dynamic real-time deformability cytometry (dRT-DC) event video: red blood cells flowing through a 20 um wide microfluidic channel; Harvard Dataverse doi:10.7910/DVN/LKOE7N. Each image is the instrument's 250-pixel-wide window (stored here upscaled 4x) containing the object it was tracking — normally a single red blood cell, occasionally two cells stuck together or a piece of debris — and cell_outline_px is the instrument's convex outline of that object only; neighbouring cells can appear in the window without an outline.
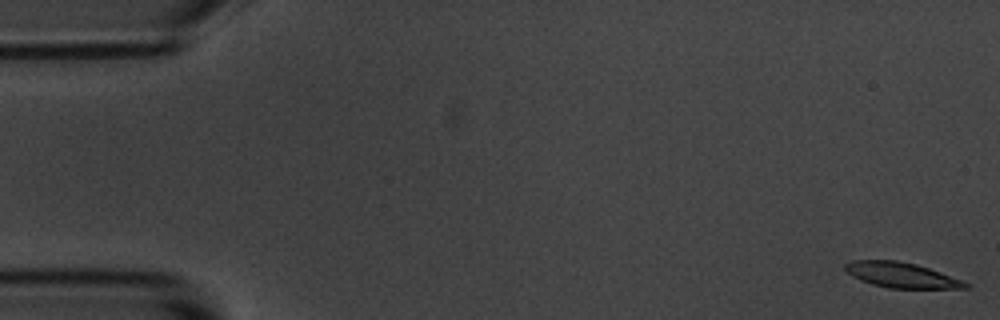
{"species": "common noctule bat (a hibernating species)", "species_latin": "Nyctalus noctula", "temperature_condition": "room temperature", "stored_images_in_passage": 55, "camera_frame_rate_fps": 3000, "um_per_image_px": 0.085, "animal": {"sex": "male", "body_mass_g": 20.1, "forearm_length_mm": 53.5}, "frame": {"image": 1, "passage_image": 1, "time_ms": 0.0, "image_size_px": [1000, 320], "cell_outline_px": [[972, 288], [888, 288], [872, 284], [860, 280], [852, 276], [844, 268], [844, 264], [852, 260], [896, 260], [916, 264], [940, 272], [972, 284]], "centroid_in_image_um": [76.62, 23.38], "position_along_channel_um": 8.4, "area_um2": 17.69}}
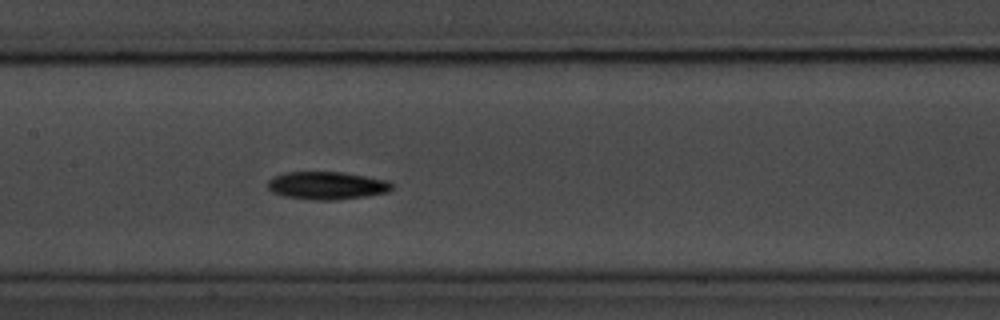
{"frame": {"image": 2, "passage_image": 26, "time_ms": 8.333, "image_size_px": [1000, 320], "cell_outline_px": [[392, 188], [388, 192], [364, 196], [336, 200], [308, 200], [284, 196], [272, 192], [268, 188], [268, 180], [272, 176], [284, 172], [344, 172], [388, 180], [392, 184]], "centroid_in_image_um": [27.75, 15.77], "position_along_channel_um": 179.6, "area_um2": 20.29}}
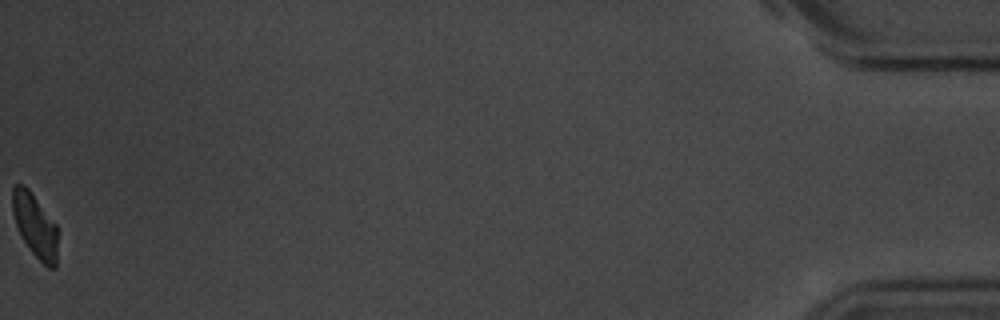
{"frame": {"image": 3, "passage_image": 55, "time_ms": 18.0, "image_size_px": [1000, 320], "cell_outline_px": [[56, 268], [48, 268], [32, 252], [24, 240], [16, 224], [12, 212], [12, 188], [16, 184], [24, 184], [28, 188], [56, 224]], "centroid_in_image_um": [2.96, 19.13], "position_along_channel_um": 432.2, "area_um2": 16.42}, "authors_computed_cell_mechanics": {"area_um2": 18.4382, "velocity_mm_per_s": 3.655, "shape_relaxation_time_tau1_ms": 2.0214, "shape_relaxation_time_tau2_ms": null, "deformation_change_tau1": 0.133, "deformation_change_tau2": null}}